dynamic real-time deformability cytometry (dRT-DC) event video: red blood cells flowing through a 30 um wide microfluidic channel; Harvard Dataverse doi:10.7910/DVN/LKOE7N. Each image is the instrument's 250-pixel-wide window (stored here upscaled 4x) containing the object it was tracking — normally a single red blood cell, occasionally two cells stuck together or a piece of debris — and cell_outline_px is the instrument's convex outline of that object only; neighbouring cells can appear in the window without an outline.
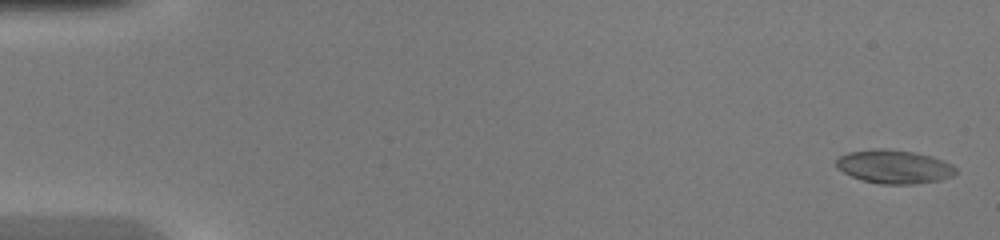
{"species": "common noctule bat (a hibernating species)", "species_latin": "Nyctalus noctula", "temperature_condition": "warm", "stored_images_in_passage": 48, "camera_frame_rate_fps": 3000, "um_per_image_px": 0.085, "animal": {"sex": "female", "body_mass_g": 20.0, "forearm_length_mm": 54.0}, "frame": {"image": 1, "passage_image": 1, "time_ms": 0.0, "image_size_px": [1000, 240], "cell_outline_px": [[956, 172], [952, 176], [940, 180], [912, 184], [880, 184], [864, 180], [852, 176], [836, 168], [836, 160], [840, 156], [848, 152], [880, 148], [884, 148], [912, 152], [932, 156], [944, 160], [952, 164], [956, 168]], "centroid_in_image_um": [76.01, 14.16], "position_along_channel_um": 9.0, "area_um2": 23.29}}
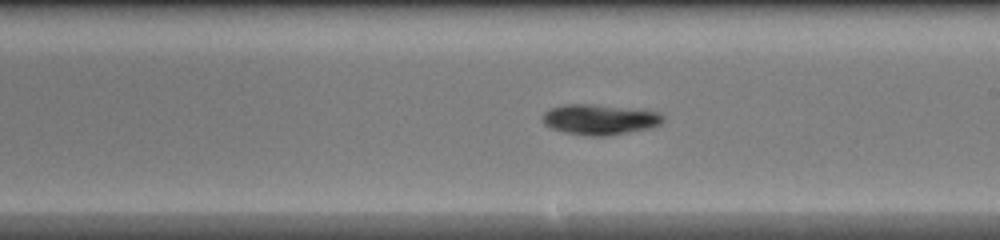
{"frame": {"image": 2, "passage_image": 28, "time_ms": 9.0, "image_size_px": [1000, 240], "cell_outline_px": [[664, 120], [660, 124], [652, 128], [608, 136], [592, 136], [564, 132], [552, 128], [544, 124], [540, 120], [540, 116], [544, 112], [552, 108], [564, 104], [592, 104], [660, 112], [664, 116]], "centroid_in_image_um": [50.96, 10.16], "position_along_channel_um": 238.0, "area_um2": 21.44}}
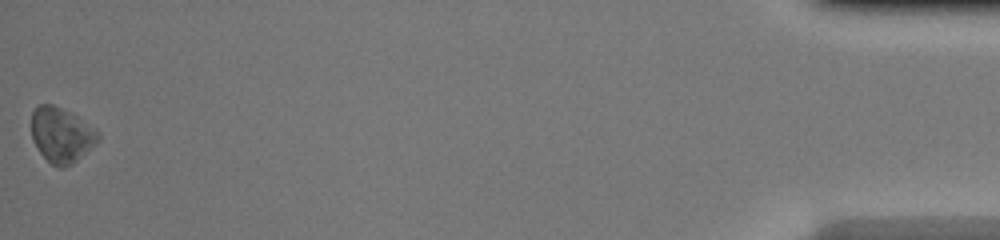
{"frame": {"image": 3, "passage_image": 48, "time_ms": 15.667, "image_size_px": [1000, 240], "cell_outline_px": [[100, 140], [72, 164], [64, 168], [60, 168], [52, 164], [40, 152], [32, 140], [32, 112], [40, 104], [52, 104], [72, 112], [96, 128], [100, 132]], "centroid_in_image_um": [5.25, 11.46], "position_along_channel_um": 429.9, "area_um2": 21.5}, "authors_computed_cell_mechanics": {"area_um2": 20.7791, "velocity_mm_per_s": 4.2854, "shape_relaxation_time_tau1_ms": 2.141, "shape_relaxation_time_tau2_ms": null, "deformation_change_tau1": 0.113, "deformation_change_tau2": null}}